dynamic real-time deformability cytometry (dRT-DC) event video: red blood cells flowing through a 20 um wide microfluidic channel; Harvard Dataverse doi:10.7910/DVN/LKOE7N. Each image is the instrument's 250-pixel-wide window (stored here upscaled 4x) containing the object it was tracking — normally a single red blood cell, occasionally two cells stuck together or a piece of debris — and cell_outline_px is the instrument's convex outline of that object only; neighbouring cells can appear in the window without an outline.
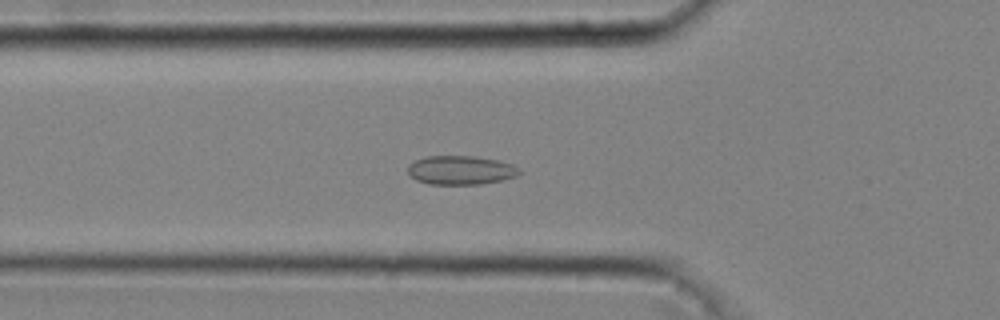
{"species": "common noctule bat (a hibernating species)", "species_latin": "Nyctalus noctula", "temperature_condition": "cold", "stored_images_in_passage": 47, "camera_frame_rate_fps": 3000, "um_per_image_px": 0.085, "animal": {"sex": "male", "body_mass_g": 20.4}, "frame": {"image": 1, "passage_image": 17, "time_ms": 5.333, "image_size_px": [1000, 320], "cell_outline_px": [[520, 172], [516, 176], [504, 180], [480, 184], [428, 184], [416, 180], [408, 172], [408, 164], [424, 156], [476, 156], [500, 160], [512, 164], [520, 168]], "centroid_in_image_um": [39.18, 14.46], "position_along_channel_um": 86.6, "area_um2": 18.96}}
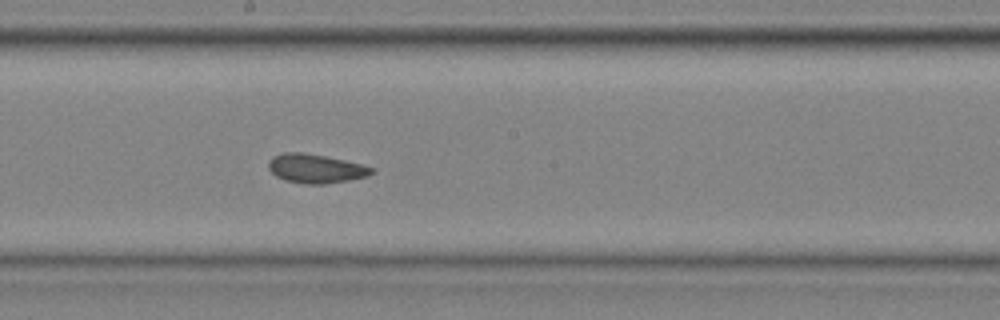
{"frame": {"image": 2, "passage_image": 27, "time_ms": 8.667, "image_size_px": [1000, 320], "cell_outline_px": [[376, 172], [368, 176], [348, 180], [324, 184], [308, 184], [284, 180], [276, 176], [268, 168], [268, 160], [272, 156], [284, 152], [300, 152], [324, 156], [344, 160], [376, 168]], "centroid_in_image_um": [26.83, 14.33], "position_along_channel_um": 221.4, "area_um2": 17.46}}
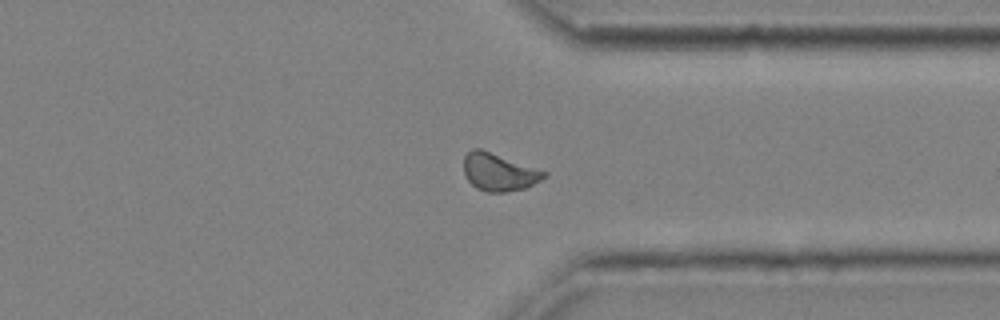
{"frame": {"image": 3, "passage_image": 38, "time_ms": 12.333, "image_size_px": [1000, 320], "cell_outline_px": [[548, 176], [524, 188], [508, 192], [488, 192], [476, 188], [468, 180], [464, 172], [464, 156], [472, 148], [480, 148], [548, 172]], "centroid_in_image_um": [42.4, 14.62], "position_along_channel_um": 369.0, "area_um2": 17.51}, "authors_computed_cell_mechanics": {"area_um2": 17.5712, "velocity_mm_per_s": 4.0368, "shape_relaxation_time_tau1_ms": 11.3765, "shape_relaxation_time_tau2_ms": 2.5781, "deformation_change_tau1": 0.0764, "deformation_change_tau2": 0.0651}}